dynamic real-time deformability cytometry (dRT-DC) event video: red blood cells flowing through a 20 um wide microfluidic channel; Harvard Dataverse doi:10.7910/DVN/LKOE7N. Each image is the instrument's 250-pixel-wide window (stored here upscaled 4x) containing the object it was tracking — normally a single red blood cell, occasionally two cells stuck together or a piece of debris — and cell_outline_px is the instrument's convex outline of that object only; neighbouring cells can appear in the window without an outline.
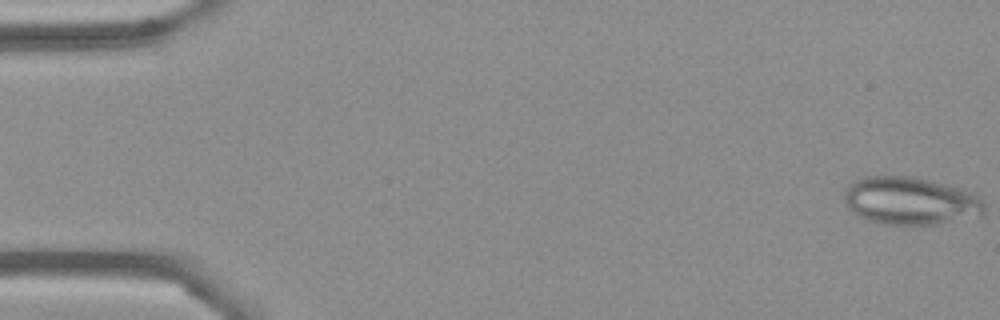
{"species": "Egyptian fruit bat (a non-hibernating species)", "species_latin": "Rousettus aegyptiacus", "temperature_condition": "cold", "stored_images_in_passage": 55, "camera_frame_rate_fps": 3000, "um_per_image_px": 0.085, "frame": {"image": 1, "passage_image": 1, "time_ms": 0.0, "image_size_px": [1000, 320], "cell_outline_px": [[984, 216], [936, 224], [880, 224], [868, 220], [852, 212], [848, 208], [844, 200], [844, 192], [856, 180], [864, 176], [912, 176], [944, 184], [968, 192], [984, 200]], "centroid_in_image_um": [77.38, 17.09], "position_along_channel_um": 7.6, "area_um2": 38.78}}
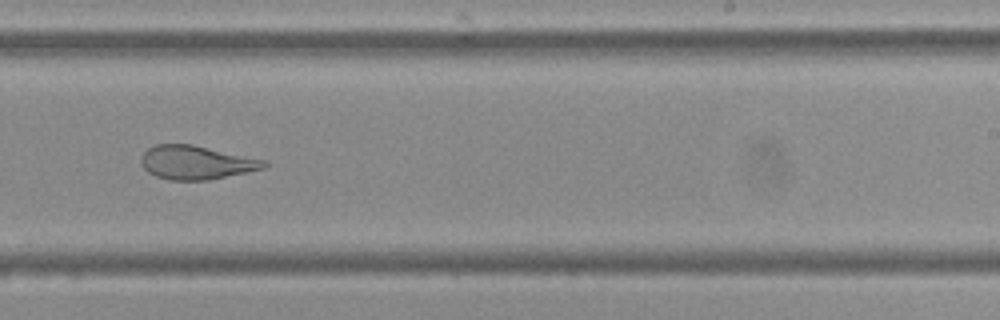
{"frame": {"image": 2, "passage_image": 34, "time_ms": 11.0, "image_size_px": [1000, 320], "cell_outline_px": [[268, 164], [264, 168], [248, 172], [208, 180], [168, 180], [156, 176], [148, 172], [144, 168], [140, 160], [140, 156], [148, 148], [156, 144], [192, 144], [268, 160]], "centroid_in_image_um": [16.69, 13.81], "position_along_channel_um": 272.3, "area_um2": 24.33}}
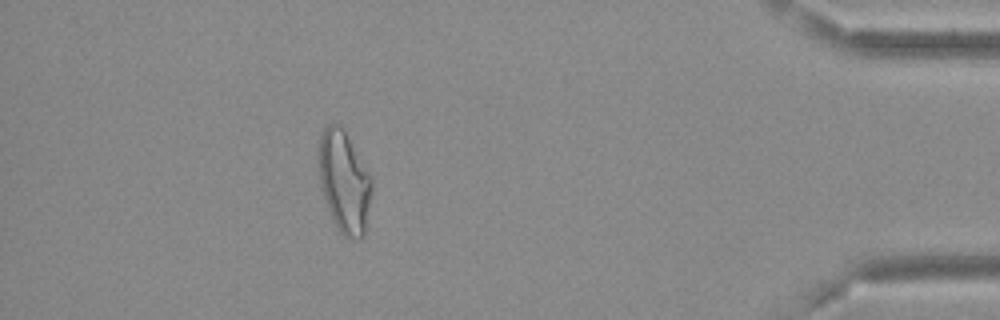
{"frame": {"image": 3, "passage_image": 49, "time_ms": 16.0, "image_size_px": [1000, 320], "cell_outline_px": [[372, 188], [364, 236], [360, 240], [348, 240], [340, 232], [332, 220], [324, 196], [320, 180], [316, 152], [320, 136], [324, 128], [332, 120], [340, 124], [344, 128], [372, 176]], "centroid_in_image_um": [29.25, 15.4], "position_along_channel_um": 406.0, "area_um2": 32.31}}